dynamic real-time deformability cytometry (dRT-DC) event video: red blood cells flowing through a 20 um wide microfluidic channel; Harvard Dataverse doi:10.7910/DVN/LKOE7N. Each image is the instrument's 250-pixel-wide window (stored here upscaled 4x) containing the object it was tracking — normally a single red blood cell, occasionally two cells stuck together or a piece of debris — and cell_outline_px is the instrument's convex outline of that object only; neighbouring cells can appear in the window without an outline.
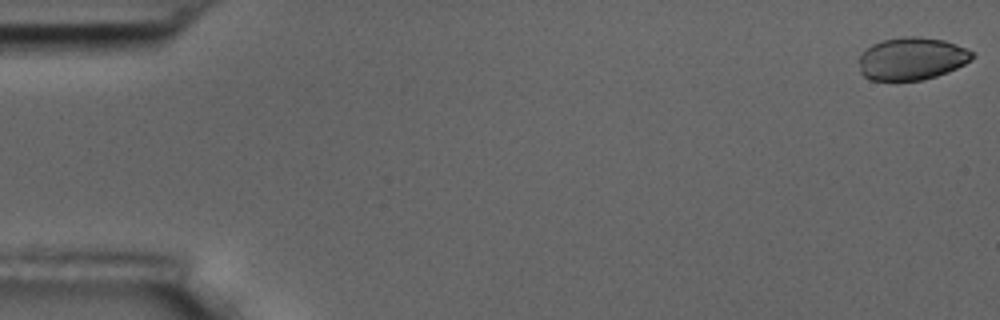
{"species": "common noctule bat (a hibernating species)", "species_latin": "Nyctalus noctula", "temperature_condition": "room temperature", "stored_images_in_passage": 56, "camera_frame_rate_fps": 3000, "um_per_image_px": 0.085, "animal": {"sex": "male", "body_mass_g": 17.5, "forearm_length_mm": 52.3}, "frame": {"image": 1, "passage_image": 1, "time_ms": 0.0, "image_size_px": [1000, 320], "cell_outline_px": [[976, 56], [972, 60], [948, 72], [936, 76], [920, 80], [872, 80], [864, 76], [860, 72], [860, 56], [872, 44], [884, 40], [904, 36], [920, 36], [944, 40], [976, 52]], "centroid_in_image_um": [77.55, 4.98], "position_along_channel_um": 7.5, "area_um2": 28.09}}
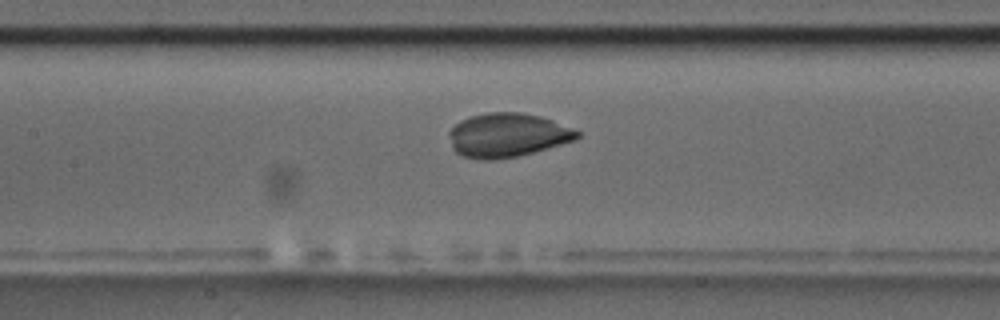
{"frame": {"image": 2, "passage_image": 26, "time_ms": 8.333, "image_size_px": [1000, 320], "cell_outline_px": [[580, 136], [576, 140], [532, 152], [516, 156], [492, 160], [484, 160], [464, 156], [456, 152], [452, 148], [448, 132], [460, 120], [468, 116], [484, 112], [520, 112], [540, 116], [552, 120], [572, 128], [580, 132]], "centroid_in_image_um": [43.11, 11.47], "position_along_channel_um": 164.3, "area_um2": 32.77}}
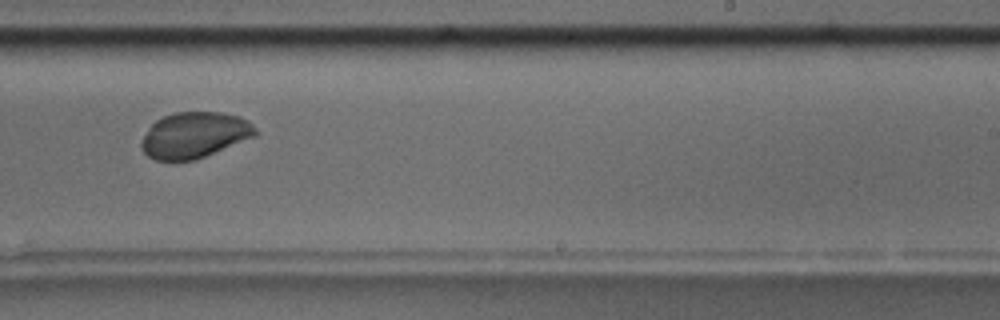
{"frame": {"image": 3, "passage_image": 35, "time_ms": 11.333, "image_size_px": [1000, 320], "cell_outline_px": [[260, 132], [256, 136], [196, 160], [156, 160], [148, 156], [140, 148], [140, 140], [148, 128], [156, 120], [164, 116], [176, 112], [220, 112], [240, 116], [248, 120]], "centroid_in_image_um": [16.54, 11.48], "position_along_channel_um": 272.5, "area_um2": 30.75}}